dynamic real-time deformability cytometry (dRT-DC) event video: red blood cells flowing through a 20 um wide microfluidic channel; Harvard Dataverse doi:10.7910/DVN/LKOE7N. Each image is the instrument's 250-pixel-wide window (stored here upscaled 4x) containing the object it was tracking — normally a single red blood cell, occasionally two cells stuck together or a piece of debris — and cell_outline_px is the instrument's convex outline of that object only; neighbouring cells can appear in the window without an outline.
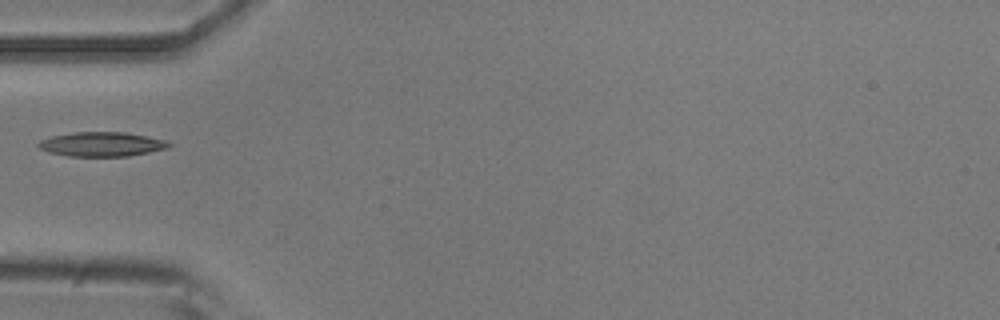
{"species": "common noctule bat (a hibernating species)", "species_latin": "Nyctalus noctula", "temperature_condition": "room temperature", "stored_images_in_passage": 5, "camera_frame_rate_fps": 3000, "um_per_image_px": 0.085, "animal": {"sex": "male", "body_mass_g": 20.5, "forearm_length_mm": 52.5}, "frame": {"image": 1, "passage_image": 5, "time_ms": 5.333, "image_size_px": [1000, 320], "cell_outline_px": [[172, 144], [168, 148], [128, 156], [68, 156], [52, 152], [40, 148], [36, 144], [40, 140], [52, 136], [76, 132], [124, 132], [164, 140]], "centroid_in_image_um": [8.64, 12.26], "position_along_channel_um": 76.4, "area_um2": 18.21}}